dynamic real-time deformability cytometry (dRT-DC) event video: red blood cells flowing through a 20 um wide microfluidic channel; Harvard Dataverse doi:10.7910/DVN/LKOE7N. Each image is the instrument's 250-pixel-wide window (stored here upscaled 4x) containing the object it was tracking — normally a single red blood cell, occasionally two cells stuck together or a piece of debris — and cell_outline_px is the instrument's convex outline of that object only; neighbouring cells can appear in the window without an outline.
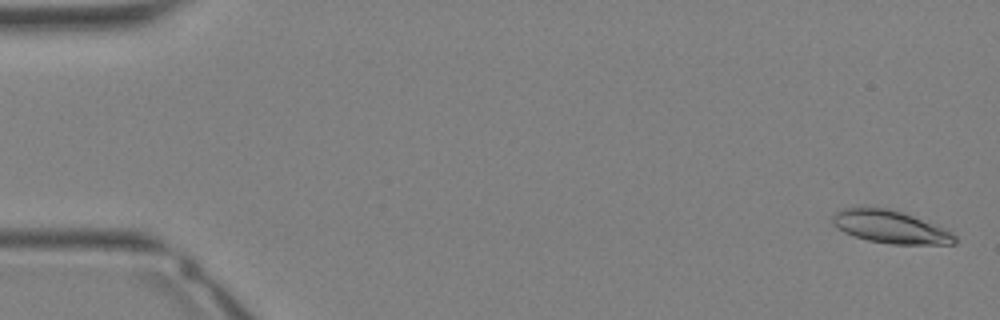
{"species": "Egyptian fruit bat (a non-hibernating species)", "species_latin": "Rousettus aegyptiacus", "temperature_condition": "warm", "stored_images_in_passage": 36, "camera_frame_rate_fps": 3000, "um_per_image_px": 0.085, "animal": {"sex": "female"}, "frame": {"image": 1, "passage_image": 1, "time_ms": 0.0, "image_size_px": [1000, 320], "cell_outline_px": [[956, 244], [892, 244], [868, 240], [844, 232], [832, 224], [832, 216], [836, 212], [844, 208], [888, 208], [912, 216], [944, 228], [956, 236]], "centroid_in_image_um": [75.67, 19.3], "position_along_channel_um": 9.3, "area_um2": 22.83}}
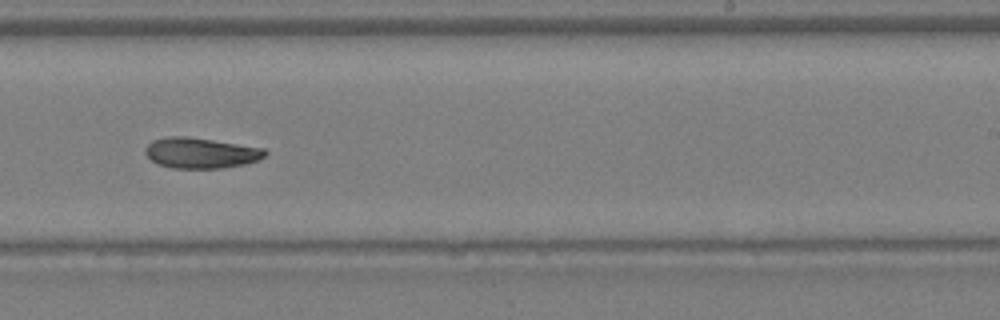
{"frame": {"image": 2, "passage_image": 22, "time_ms": 7.0, "image_size_px": [1000, 320], "cell_outline_px": [[268, 152], [264, 156], [256, 160], [244, 164], [220, 168], [172, 168], [160, 164], [152, 160], [144, 152], [144, 148], [152, 140], [168, 136], [188, 136], [264, 148]], "centroid_in_image_um": [17.04, 12.99], "position_along_channel_um": 272.0, "area_um2": 21.21}}
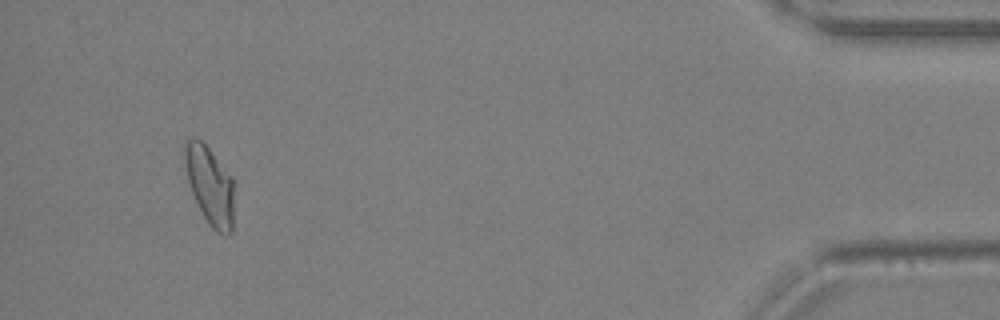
{"frame": {"image": 3, "passage_image": 33, "time_ms": 10.667, "image_size_px": [1000, 320], "cell_outline_px": [[232, 232], [228, 236], [224, 236], [216, 232], [208, 224], [192, 192], [188, 180], [184, 160], [184, 148], [188, 140], [200, 140], [208, 148], [232, 176]], "centroid_in_image_um": [17.85, 15.81], "position_along_channel_um": 417.4, "area_um2": 21.91}}